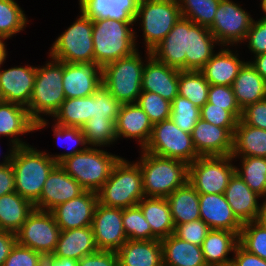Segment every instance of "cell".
<instances>
[{
	"label": "cell",
	"mask_w": 266,
	"mask_h": 266,
	"mask_svg": "<svg viewBox=\"0 0 266 266\" xmlns=\"http://www.w3.org/2000/svg\"><path fill=\"white\" fill-rule=\"evenodd\" d=\"M220 45L209 28L181 17L151 51L159 62L178 70L200 71Z\"/></svg>",
	"instance_id": "1"
},
{
	"label": "cell",
	"mask_w": 266,
	"mask_h": 266,
	"mask_svg": "<svg viewBox=\"0 0 266 266\" xmlns=\"http://www.w3.org/2000/svg\"><path fill=\"white\" fill-rule=\"evenodd\" d=\"M45 66L36 67V78L32 96L27 108L35 121V130L45 128L49 123L43 116L53 117L66 99L63 90V62L50 57Z\"/></svg>",
	"instance_id": "2"
},
{
	"label": "cell",
	"mask_w": 266,
	"mask_h": 266,
	"mask_svg": "<svg viewBox=\"0 0 266 266\" xmlns=\"http://www.w3.org/2000/svg\"><path fill=\"white\" fill-rule=\"evenodd\" d=\"M11 164L15 176V192L33 204L40 198L44 183L57 165L47 153L31 145L15 147Z\"/></svg>",
	"instance_id": "3"
},
{
	"label": "cell",
	"mask_w": 266,
	"mask_h": 266,
	"mask_svg": "<svg viewBox=\"0 0 266 266\" xmlns=\"http://www.w3.org/2000/svg\"><path fill=\"white\" fill-rule=\"evenodd\" d=\"M137 163L142 173L145 197H168L188 182V164L178 159L150 154L142 149Z\"/></svg>",
	"instance_id": "4"
},
{
	"label": "cell",
	"mask_w": 266,
	"mask_h": 266,
	"mask_svg": "<svg viewBox=\"0 0 266 266\" xmlns=\"http://www.w3.org/2000/svg\"><path fill=\"white\" fill-rule=\"evenodd\" d=\"M133 24L109 18L93 20L94 64L103 67L138 50Z\"/></svg>",
	"instance_id": "5"
},
{
	"label": "cell",
	"mask_w": 266,
	"mask_h": 266,
	"mask_svg": "<svg viewBox=\"0 0 266 266\" xmlns=\"http://www.w3.org/2000/svg\"><path fill=\"white\" fill-rule=\"evenodd\" d=\"M97 195L98 203L106 207L136 206L145 197L139 164L121 157Z\"/></svg>",
	"instance_id": "6"
},
{
	"label": "cell",
	"mask_w": 266,
	"mask_h": 266,
	"mask_svg": "<svg viewBox=\"0 0 266 266\" xmlns=\"http://www.w3.org/2000/svg\"><path fill=\"white\" fill-rule=\"evenodd\" d=\"M120 156L89 146L63 160L59 165L85 190L98 192L110 177Z\"/></svg>",
	"instance_id": "7"
},
{
	"label": "cell",
	"mask_w": 266,
	"mask_h": 266,
	"mask_svg": "<svg viewBox=\"0 0 266 266\" xmlns=\"http://www.w3.org/2000/svg\"><path fill=\"white\" fill-rule=\"evenodd\" d=\"M138 50L102 67V85L121 104L136 103L145 63Z\"/></svg>",
	"instance_id": "8"
},
{
	"label": "cell",
	"mask_w": 266,
	"mask_h": 266,
	"mask_svg": "<svg viewBox=\"0 0 266 266\" xmlns=\"http://www.w3.org/2000/svg\"><path fill=\"white\" fill-rule=\"evenodd\" d=\"M182 17L178 0H147L139 3L135 22L141 21L146 51H152ZM142 19V20H141Z\"/></svg>",
	"instance_id": "9"
},
{
	"label": "cell",
	"mask_w": 266,
	"mask_h": 266,
	"mask_svg": "<svg viewBox=\"0 0 266 266\" xmlns=\"http://www.w3.org/2000/svg\"><path fill=\"white\" fill-rule=\"evenodd\" d=\"M93 20L82 12L53 42L49 57L65 63H94Z\"/></svg>",
	"instance_id": "10"
},
{
	"label": "cell",
	"mask_w": 266,
	"mask_h": 266,
	"mask_svg": "<svg viewBox=\"0 0 266 266\" xmlns=\"http://www.w3.org/2000/svg\"><path fill=\"white\" fill-rule=\"evenodd\" d=\"M234 159L227 156H199L188 165V182L199 194H224L236 173Z\"/></svg>",
	"instance_id": "11"
},
{
	"label": "cell",
	"mask_w": 266,
	"mask_h": 266,
	"mask_svg": "<svg viewBox=\"0 0 266 266\" xmlns=\"http://www.w3.org/2000/svg\"><path fill=\"white\" fill-rule=\"evenodd\" d=\"M143 150L150 154L178 159L188 165L199 157L191 134L182 131L171 119L153 124L150 140Z\"/></svg>",
	"instance_id": "12"
},
{
	"label": "cell",
	"mask_w": 266,
	"mask_h": 266,
	"mask_svg": "<svg viewBox=\"0 0 266 266\" xmlns=\"http://www.w3.org/2000/svg\"><path fill=\"white\" fill-rule=\"evenodd\" d=\"M61 229L50 211L34 209L16 233L17 243L43 256L53 254Z\"/></svg>",
	"instance_id": "13"
},
{
	"label": "cell",
	"mask_w": 266,
	"mask_h": 266,
	"mask_svg": "<svg viewBox=\"0 0 266 266\" xmlns=\"http://www.w3.org/2000/svg\"><path fill=\"white\" fill-rule=\"evenodd\" d=\"M253 17L232 0H220L214 21L209 28L220 46L244 43Z\"/></svg>",
	"instance_id": "14"
},
{
	"label": "cell",
	"mask_w": 266,
	"mask_h": 266,
	"mask_svg": "<svg viewBox=\"0 0 266 266\" xmlns=\"http://www.w3.org/2000/svg\"><path fill=\"white\" fill-rule=\"evenodd\" d=\"M122 217L123 208L97 204L91 226L98 250L116 252L128 240Z\"/></svg>",
	"instance_id": "15"
},
{
	"label": "cell",
	"mask_w": 266,
	"mask_h": 266,
	"mask_svg": "<svg viewBox=\"0 0 266 266\" xmlns=\"http://www.w3.org/2000/svg\"><path fill=\"white\" fill-rule=\"evenodd\" d=\"M85 189L57 164L46 179L35 209L51 211L56 206L81 195Z\"/></svg>",
	"instance_id": "16"
},
{
	"label": "cell",
	"mask_w": 266,
	"mask_h": 266,
	"mask_svg": "<svg viewBox=\"0 0 266 266\" xmlns=\"http://www.w3.org/2000/svg\"><path fill=\"white\" fill-rule=\"evenodd\" d=\"M62 83L66 99L91 96L102 86V67L94 63L63 62Z\"/></svg>",
	"instance_id": "17"
},
{
	"label": "cell",
	"mask_w": 266,
	"mask_h": 266,
	"mask_svg": "<svg viewBox=\"0 0 266 266\" xmlns=\"http://www.w3.org/2000/svg\"><path fill=\"white\" fill-rule=\"evenodd\" d=\"M97 204V192L85 190L81 195L56 206L50 212L61 231L83 228L92 225Z\"/></svg>",
	"instance_id": "18"
},
{
	"label": "cell",
	"mask_w": 266,
	"mask_h": 266,
	"mask_svg": "<svg viewBox=\"0 0 266 266\" xmlns=\"http://www.w3.org/2000/svg\"><path fill=\"white\" fill-rule=\"evenodd\" d=\"M145 52H147V60L143 69L142 91L156 93L172 102L178 95L179 72L181 70L159 62L151 55V51Z\"/></svg>",
	"instance_id": "19"
},
{
	"label": "cell",
	"mask_w": 266,
	"mask_h": 266,
	"mask_svg": "<svg viewBox=\"0 0 266 266\" xmlns=\"http://www.w3.org/2000/svg\"><path fill=\"white\" fill-rule=\"evenodd\" d=\"M0 69V100L28 108L36 78L31 65Z\"/></svg>",
	"instance_id": "20"
},
{
	"label": "cell",
	"mask_w": 266,
	"mask_h": 266,
	"mask_svg": "<svg viewBox=\"0 0 266 266\" xmlns=\"http://www.w3.org/2000/svg\"><path fill=\"white\" fill-rule=\"evenodd\" d=\"M193 146L199 156H227L233 151L234 135L226 128L197 121L191 133Z\"/></svg>",
	"instance_id": "21"
},
{
	"label": "cell",
	"mask_w": 266,
	"mask_h": 266,
	"mask_svg": "<svg viewBox=\"0 0 266 266\" xmlns=\"http://www.w3.org/2000/svg\"><path fill=\"white\" fill-rule=\"evenodd\" d=\"M199 211L200 219L210 229L240 234L243 224L233 214L224 194H199Z\"/></svg>",
	"instance_id": "22"
},
{
	"label": "cell",
	"mask_w": 266,
	"mask_h": 266,
	"mask_svg": "<svg viewBox=\"0 0 266 266\" xmlns=\"http://www.w3.org/2000/svg\"><path fill=\"white\" fill-rule=\"evenodd\" d=\"M152 128V122L137 103L121 105L116 121L117 140L121 137L136 139L142 150L150 140Z\"/></svg>",
	"instance_id": "23"
},
{
	"label": "cell",
	"mask_w": 266,
	"mask_h": 266,
	"mask_svg": "<svg viewBox=\"0 0 266 266\" xmlns=\"http://www.w3.org/2000/svg\"><path fill=\"white\" fill-rule=\"evenodd\" d=\"M224 195L233 214L242 224L256 221L261 206L258 199L262 196L252 191L237 173L230 179Z\"/></svg>",
	"instance_id": "24"
},
{
	"label": "cell",
	"mask_w": 266,
	"mask_h": 266,
	"mask_svg": "<svg viewBox=\"0 0 266 266\" xmlns=\"http://www.w3.org/2000/svg\"><path fill=\"white\" fill-rule=\"evenodd\" d=\"M33 131H35V121L30 117L26 107L0 100V136L11 137L9 142L11 147L29 145L18 137Z\"/></svg>",
	"instance_id": "25"
},
{
	"label": "cell",
	"mask_w": 266,
	"mask_h": 266,
	"mask_svg": "<svg viewBox=\"0 0 266 266\" xmlns=\"http://www.w3.org/2000/svg\"><path fill=\"white\" fill-rule=\"evenodd\" d=\"M80 12L91 20L113 19L135 23L138 0H79Z\"/></svg>",
	"instance_id": "26"
},
{
	"label": "cell",
	"mask_w": 266,
	"mask_h": 266,
	"mask_svg": "<svg viewBox=\"0 0 266 266\" xmlns=\"http://www.w3.org/2000/svg\"><path fill=\"white\" fill-rule=\"evenodd\" d=\"M221 48L213 54L200 70L210 85L231 86L245 61L239 60V54Z\"/></svg>",
	"instance_id": "27"
},
{
	"label": "cell",
	"mask_w": 266,
	"mask_h": 266,
	"mask_svg": "<svg viewBox=\"0 0 266 266\" xmlns=\"http://www.w3.org/2000/svg\"><path fill=\"white\" fill-rule=\"evenodd\" d=\"M92 226L61 231L56 248L52 255L80 260L84 256L96 253Z\"/></svg>",
	"instance_id": "28"
},
{
	"label": "cell",
	"mask_w": 266,
	"mask_h": 266,
	"mask_svg": "<svg viewBox=\"0 0 266 266\" xmlns=\"http://www.w3.org/2000/svg\"><path fill=\"white\" fill-rule=\"evenodd\" d=\"M119 266H162L161 240H127L117 251Z\"/></svg>",
	"instance_id": "29"
},
{
	"label": "cell",
	"mask_w": 266,
	"mask_h": 266,
	"mask_svg": "<svg viewBox=\"0 0 266 266\" xmlns=\"http://www.w3.org/2000/svg\"><path fill=\"white\" fill-rule=\"evenodd\" d=\"M240 109L266 98V80L246 61L231 85Z\"/></svg>",
	"instance_id": "30"
},
{
	"label": "cell",
	"mask_w": 266,
	"mask_h": 266,
	"mask_svg": "<svg viewBox=\"0 0 266 266\" xmlns=\"http://www.w3.org/2000/svg\"><path fill=\"white\" fill-rule=\"evenodd\" d=\"M162 263L165 266H207L201 246L184 241L174 234L161 239Z\"/></svg>",
	"instance_id": "31"
},
{
	"label": "cell",
	"mask_w": 266,
	"mask_h": 266,
	"mask_svg": "<svg viewBox=\"0 0 266 266\" xmlns=\"http://www.w3.org/2000/svg\"><path fill=\"white\" fill-rule=\"evenodd\" d=\"M137 205L151 226L152 240H161L174 233L175 225L166 197H144Z\"/></svg>",
	"instance_id": "32"
},
{
	"label": "cell",
	"mask_w": 266,
	"mask_h": 266,
	"mask_svg": "<svg viewBox=\"0 0 266 266\" xmlns=\"http://www.w3.org/2000/svg\"><path fill=\"white\" fill-rule=\"evenodd\" d=\"M238 244L239 235L237 233L211 229L201 245L207 266H224L232 263V258H228V254L234 253Z\"/></svg>",
	"instance_id": "33"
},
{
	"label": "cell",
	"mask_w": 266,
	"mask_h": 266,
	"mask_svg": "<svg viewBox=\"0 0 266 266\" xmlns=\"http://www.w3.org/2000/svg\"><path fill=\"white\" fill-rule=\"evenodd\" d=\"M232 158L263 157L266 158V130L246 125L238 120L234 137Z\"/></svg>",
	"instance_id": "34"
},
{
	"label": "cell",
	"mask_w": 266,
	"mask_h": 266,
	"mask_svg": "<svg viewBox=\"0 0 266 266\" xmlns=\"http://www.w3.org/2000/svg\"><path fill=\"white\" fill-rule=\"evenodd\" d=\"M35 209L34 204L11 192L0 197V230L17 233L28 216Z\"/></svg>",
	"instance_id": "35"
},
{
	"label": "cell",
	"mask_w": 266,
	"mask_h": 266,
	"mask_svg": "<svg viewBox=\"0 0 266 266\" xmlns=\"http://www.w3.org/2000/svg\"><path fill=\"white\" fill-rule=\"evenodd\" d=\"M166 199L175 226L200 219L199 193L189 182L174 190Z\"/></svg>",
	"instance_id": "36"
},
{
	"label": "cell",
	"mask_w": 266,
	"mask_h": 266,
	"mask_svg": "<svg viewBox=\"0 0 266 266\" xmlns=\"http://www.w3.org/2000/svg\"><path fill=\"white\" fill-rule=\"evenodd\" d=\"M53 117L60 126L82 128L92 118V96L65 99Z\"/></svg>",
	"instance_id": "37"
},
{
	"label": "cell",
	"mask_w": 266,
	"mask_h": 266,
	"mask_svg": "<svg viewBox=\"0 0 266 266\" xmlns=\"http://www.w3.org/2000/svg\"><path fill=\"white\" fill-rule=\"evenodd\" d=\"M178 95L202 108L208 102L209 82L201 71L181 70L179 72Z\"/></svg>",
	"instance_id": "38"
},
{
	"label": "cell",
	"mask_w": 266,
	"mask_h": 266,
	"mask_svg": "<svg viewBox=\"0 0 266 266\" xmlns=\"http://www.w3.org/2000/svg\"><path fill=\"white\" fill-rule=\"evenodd\" d=\"M240 168L236 173L243 179L249 188L265 198L266 196V158L263 157H238Z\"/></svg>",
	"instance_id": "39"
},
{
	"label": "cell",
	"mask_w": 266,
	"mask_h": 266,
	"mask_svg": "<svg viewBox=\"0 0 266 266\" xmlns=\"http://www.w3.org/2000/svg\"><path fill=\"white\" fill-rule=\"evenodd\" d=\"M28 19L15 0H0V39L7 40L23 31Z\"/></svg>",
	"instance_id": "40"
},
{
	"label": "cell",
	"mask_w": 266,
	"mask_h": 266,
	"mask_svg": "<svg viewBox=\"0 0 266 266\" xmlns=\"http://www.w3.org/2000/svg\"><path fill=\"white\" fill-rule=\"evenodd\" d=\"M178 2L183 18L210 28L220 0H178Z\"/></svg>",
	"instance_id": "41"
},
{
	"label": "cell",
	"mask_w": 266,
	"mask_h": 266,
	"mask_svg": "<svg viewBox=\"0 0 266 266\" xmlns=\"http://www.w3.org/2000/svg\"><path fill=\"white\" fill-rule=\"evenodd\" d=\"M81 130L91 147H105L117 141L116 121L112 119H90Z\"/></svg>",
	"instance_id": "42"
},
{
	"label": "cell",
	"mask_w": 266,
	"mask_h": 266,
	"mask_svg": "<svg viewBox=\"0 0 266 266\" xmlns=\"http://www.w3.org/2000/svg\"><path fill=\"white\" fill-rule=\"evenodd\" d=\"M123 228L128 240H152V230L138 205L123 208Z\"/></svg>",
	"instance_id": "43"
},
{
	"label": "cell",
	"mask_w": 266,
	"mask_h": 266,
	"mask_svg": "<svg viewBox=\"0 0 266 266\" xmlns=\"http://www.w3.org/2000/svg\"><path fill=\"white\" fill-rule=\"evenodd\" d=\"M170 119L182 131L192 133L197 121L200 119V108L190 100L177 95L171 102Z\"/></svg>",
	"instance_id": "44"
},
{
	"label": "cell",
	"mask_w": 266,
	"mask_h": 266,
	"mask_svg": "<svg viewBox=\"0 0 266 266\" xmlns=\"http://www.w3.org/2000/svg\"><path fill=\"white\" fill-rule=\"evenodd\" d=\"M239 244L248 252L266 260V228L258 222L243 223Z\"/></svg>",
	"instance_id": "45"
},
{
	"label": "cell",
	"mask_w": 266,
	"mask_h": 266,
	"mask_svg": "<svg viewBox=\"0 0 266 266\" xmlns=\"http://www.w3.org/2000/svg\"><path fill=\"white\" fill-rule=\"evenodd\" d=\"M53 125L54 126H52L53 127L52 130L54 132V136L56 137L57 141L59 140L57 143H59L61 141L60 139L63 138L64 139L63 141L66 140V142L68 141L69 144L70 143L73 144L72 146L70 144L71 146L70 148L72 150L68 148L69 146L67 147V149H69V152L67 153L55 154V155H50L49 153H47V155L50 156L54 161H56L57 164H60L66 158L71 157L79 152H82L89 147L86 141V137L80 127H64L56 123ZM78 145H82L83 147L77 148ZM64 147L66 148V146Z\"/></svg>",
	"instance_id": "46"
},
{
	"label": "cell",
	"mask_w": 266,
	"mask_h": 266,
	"mask_svg": "<svg viewBox=\"0 0 266 266\" xmlns=\"http://www.w3.org/2000/svg\"><path fill=\"white\" fill-rule=\"evenodd\" d=\"M136 103L147 114L152 124L170 119L171 102L156 93L142 91Z\"/></svg>",
	"instance_id": "47"
},
{
	"label": "cell",
	"mask_w": 266,
	"mask_h": 266,
	"mask_svg": "<svg viewBox=\"0 0 266 266\" xmlns=\"http://www.w3.org/2000/svg\"><path fill=\"white\" fill-rule=\"evenodd\" d=\"M92 118L117 121L121 103L102 85L92 95Z\"/></svg>",
	"instance_id": "48"
},
{
	"label": "cell",
	"mask_w": 266,
	"mask_h": 266,
	"mask_svg": "<svg viewBox=\"0 0 266 266\" xmlns=\"http://www.w3.org/2000/svg\"><path fill=\"white\" fill-rule=\"evenodd\" d=\"M208 103L228 110L237 120L242 117V110L236 102L231 86L210 85L208 90Z\"/></svg>",
	"instance_id": "49"
},
{
	"label": "cell",
	"mask_w": 266,
	"mask_h": 266,
	"mask_svg": "<svg viewBox=\"0 0 266 266\" xmlns=\"http://www.w3.org/2000/svg\"><path fill=\"white\" fill-rule=\"evenodd\" d=\"M200 118L217 127L228 129L233 135L238 122L228 110L208 102L200 109Z\"/></svg>",
	"instance_id": "50"
},
{
	"label": "cell",
	"mask_w": 266,
	"mask_h": 266,
	"mask_svg": "<svg viewBox=\"0 0 266 266\" xmlns=\"http://www.w3.org/2000/svg\"><path fill=\"white\" fill-rule=\"evenodd\" d=\"M210 227L201 219L175 226L174 235L191 244L201 246Z\"/></svg>",
	"instance_id": "51"
},
{
	"label": "cell",
	"mask_w": 266,
	"mask_h": 266,
	"mask_svg": "<svg viewBox=\"0 0 266 266\" xmlns=\"http://www.w3.org/2000/svg\"><path fill=\"white\" fill-rule=\"evenodd\" d=\"M43 258L41 253L16 243L3 266H37Z\"/></svg>",
	"instance_id": "52"
},
{
	"label": "cell",
	"mask_w": 266,
	"mask_h": 266,
	"mask_svg": "<svg viewBox=\"0 0 266 266\" xmlns=\"http://www.w3.org/2000/svg\"><path fill=\"white\" fill-rule=\"evenodd\" d=\"M248 41V48L253 54L259 55L266 53V20L258 19L251 24V27L244 41Z\"/></svg>",
	"instance_id": "53"
},
{
	"label": "cell",
	"mask_w": 266,
	"mask_h": 266,
	"mask_svg": "<svg viewBox=\"0 0 266 266\" xmlns=\"http://www.w3.org/2000/svg\"><path fill=\"white\" fill-rule=\"evenodd\" d=\"M241 120L246 125L266 130V98L243 109Z\"/></svg>",
	"instance_id": "54"
},
{
	"label": "cell",
	"mask_w": 266,
	"mask_h": 266,
	"mask_svg": "<svg viewBox=\"0 0 266 266\" xmlns=\"http://www.w3.org/2000/svg\"><path fill=\"white\" fill-rule=\"evenodd\" d=\"M78 266H118V256L115 251L99 250L78 260Z\"/></svg>",
	"instance_id": "55"
},
{
	"label": "cell",
	"mask_w": 266,
	"mask_h": 266,
	"mask_svg": "<svg viewBox=\"0 0 266 266\" xmlns=\"http://www.w3.org/2000/svg\"><path fill=\"white\" fill-rule=\"evenodd\" d=\"M232 264L234 266H266V260L245 250L238 244L233 253Z\"/></svg>",
	"instance_id": "56"
},
{
	"label": "cell",
	"mask_w": 266,
	"mask_h": 266,
	"mask_svg": "<svg viewBox=\"0 0 266 266\" xmlns=\"http://www.w3.org/2000/svg\"><path fill=\"white\" fill-rule=\"evenodd\" d=\"M15 191V176L13 166L7 163L0 166V197Z\"/></svg>",
	"instance_id": "57"
},
{
	"label": "cell",
	"mask_w": 266,
	"mask_h": 266,
	"mask_svg": "<svg viewBox=\"0 0 266 266\" xmlns=\"http://www.w3.org/2000/svg\"><path fill=\"white\" fill-rule=\"evenodd\" d=\"M16 243L17 236L15 233L0 230V266H3Z\"/></svg>",
	"instance_id": "58"
},
{
	"label": "cell",
	"mask_w": 266,
	"mask_h": 266,
	"mask_svg": "<svg viewBox=\"0 0 266 266\" xmlns=\"http://www.w3.org/2000/svg\"><path fill=\"white\" fill-rule=\"evenodd\" d=\"M44 259L50 266H78V260L72 258L57 257L54 255H46Z\"/></svg>",
	"instance_id": "59"
},
{
	"label": "cell",
	"mask_w": 266,
	"mask_h": 266,
	"mask_svg": "<svg viewBox=\"0 0 266 266\" xmlns=\"http://www.w3.org/2000/svg\"><path fill=\"white\" fill-rule=\"evenodd\" d=\"M250 64L260 74V76L266 80V53L256 55Z\"/></svg>",
	"instance_id": "60"
},
{
	"label": "cell",
	"mask_w": 266,
	"mask_h": 266,
	"mask_svg": "<svg viewBox=\"0 0 266 266\" xmlns=\"http://www.w3.org/2000/svg\"><path fill=\"white\" fill-rule=\"evenodd\" d=\"M262 203L259 209V214L256 219V222H258L261 226L266 228V198Z\"/></svg>",
	"instance_id": "61"
},
{
	"label": "cell",
	"mask_w": 266,
	"mask_h": 266,
	"mask_svg": "<svg viewBox=\"0 0 266 266\" xmlns=\"http://www.w3.org/2000/svg\"><path fill=\"white\" fill-rule=\"evenodd\" d=\"M5 40L4 39H0V68L1 65H3V63H5L6 57H7V49H6V45H5Z\"/></svg>",
	"instance_id": "62"
},
{
	"label": "cell",
	"mask_w": 266,
	"mask_h": 266,
	"mask_svg": "<svg viewBox=\"0 0 266 266\" xmlns=\"http://www.w3.org/2000/svg\"><path fill=\"white\" fill-rule=\"evenodd\" d=\"M10 150L8 151L9 153H7V155H5L4 157V159H3V162H0V166H3V165H5V164H7V163H10L11 162V157H12V154H13V151H14V149H15V147H11V148H9Z\"/></svg>",
	"instance_id": "63"
},
{
	"label": "cell",
	"mask_w": 266,
	"mask_h": 266,
	"mask_svg": "<svg viewBox=\"0 0 266 266\" xmlns=\"http://www.w3.org/2000/svg\"><path fill=\"white\" fill-rule=\"evenodd\" d=\"M261 8L263 10V13H265V15L261 17V19L266 20V0H261Z\"/></svg>",
	"instance_id": "64"
},
{
	"label": "cell",
	"mask_w": 266,
	"mask_h": 266,
	"mask_svg": "<svg viewBox=\"0 0 266 266\" xmlns=\"http://www.w3.org/2000/svg\"><path fill=\"white\" fill-rule=\"evenodd\" d=\"M37 266H50L49 263L43 258Z\"/></svg>",
	"instance_id": "65"
},
{
	"label": "cell",
	"mask_w": 266,
	"mask_h": 266,
	"mask_svg": "<svg viewBox=\"0 0 266 266\" xmlns=\"http://www.w3.org/2000/svg\"><path fill=\"white\" fill-rule=\"evenodd\" d=\"M224 266H234L232 263H229L227 265H224Z\"/></svg>",
	"instance_id": "66"
}]
</instances>
